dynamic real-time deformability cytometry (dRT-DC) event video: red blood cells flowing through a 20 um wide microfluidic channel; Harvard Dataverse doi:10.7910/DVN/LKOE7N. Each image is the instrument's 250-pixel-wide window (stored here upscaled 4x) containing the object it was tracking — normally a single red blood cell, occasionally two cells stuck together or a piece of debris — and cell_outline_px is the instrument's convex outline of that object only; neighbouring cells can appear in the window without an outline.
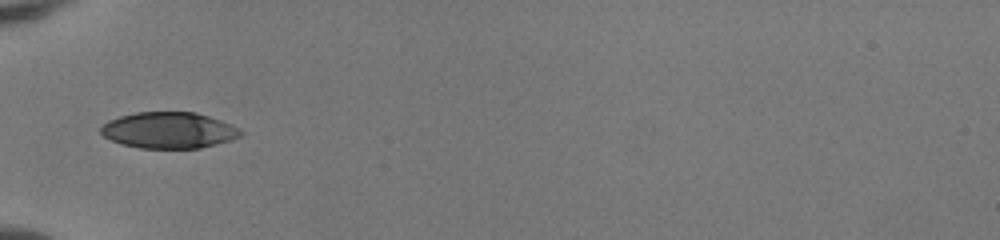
{"species": "human", "species_latin": "Homo sapiens", "temperature_condition": "room temperature", "stored_images_in_passage": 33, "camera_frame_rate_fps": 3000, "um_per_image_px": 0.085, "donor": {"sex": "female"}, "frame": {"image": 1, "passage_image": 1, "time_ms": 0.0, "image_size_px": [1000, 240], "cell_outline_px": [[244, 132], [240, 136], [232, 140], [200, 148], [140, 148], [120, 144], [104, 136], [100, 132], [100, 128], [108, 120], [120, 116], [136, 112], [196, 112], [220, 120], [240, 128]], "centroid_in_image_um": [14.36, 11.07], "position_along_channel_um": 70.6, "area_um2": 29.54}}
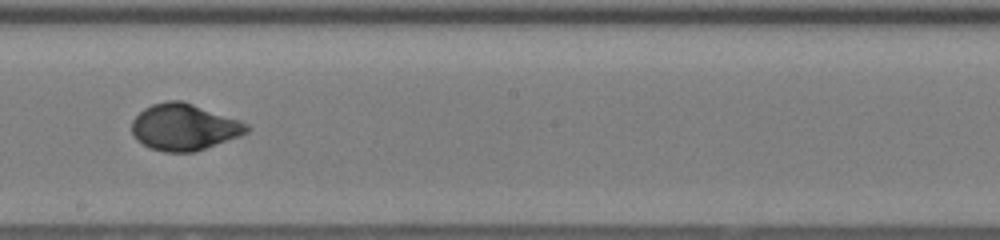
{"frame": {"image": 2, "passage_image": 13, "time_ms": 4.0, "image_size_px": [1000, 240], "cell_outline_px": [[252, 128], [248, 132], [240, 136], [196, 152], [164, 152], [152, 148], [136, 140], [132, 132], [132, 120], [144, 108], [152, 104], [168, 100], [180, 100], [240, 120], [248, 124]], "centroid_in_image_um": [15.67, 10.81], "position_along_channel_um": 232.5, "area_um2": 31.15}}
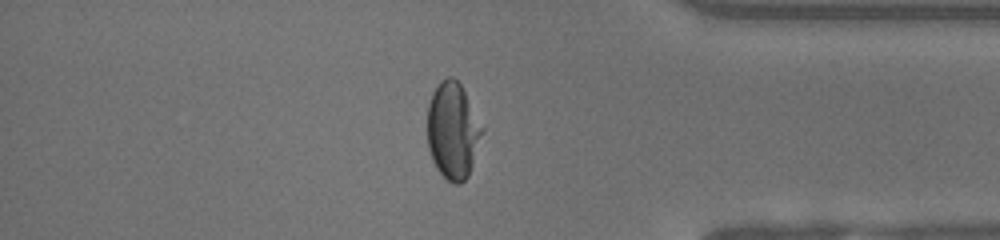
{"frame": {"image": 3, "passage_image": 26, "time_ms": 8.333, "image_size_px": [1000, 240], "cell_outline_px": [[484, 132], [468, 176], [460, 184], [452, 184], [436, 168], [432, 160], [428, 148], [428, 104], [432, 92], [440, 80], [448, 76], [452, 76], [460, 84], [484, 128]], "centroid_in_image_um": [38.49, 11.11], "position_along_channel_um": 396.7, "area_um2": 30.87}, "authors_computed_cell_mechanics": {"area_um2": 31.1542, "velocity_mm_per_s": 4.1086, "shape_relaxation_time_tau1_ms": 3.8832, "shape_relaxation_time_tau2_ms": null, "deformation_change_tau1": 0.1946, "deformation_change_tau2": null}}